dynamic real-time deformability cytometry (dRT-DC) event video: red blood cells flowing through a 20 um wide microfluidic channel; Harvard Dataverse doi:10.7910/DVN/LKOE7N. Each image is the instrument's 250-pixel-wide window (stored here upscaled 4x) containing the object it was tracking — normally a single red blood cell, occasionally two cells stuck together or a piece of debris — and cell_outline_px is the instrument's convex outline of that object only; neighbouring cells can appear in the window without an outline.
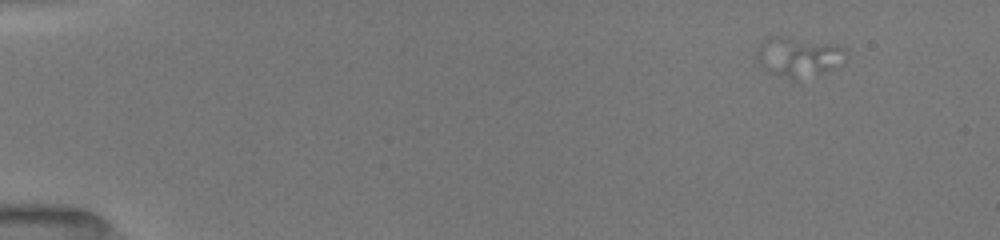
{"species": "common noctule bat (a hibernating species)", "species_latin": "Nyctalus noctula", "temperature_condition": "room temperature", "stored_images_in_passage": 29, "camera_frame_rate_fps": 3000, "um_per_image_px": 0.085, "animal": {"sex": "female", "body_mass_g": 19.5, "forearm_length_mm": 54.1}, "frame": {"image": 1, "passage_image": 4, "time_ms": 1.333, "image_size_px": [1000, 240], "cell_outline_px": [[848, 52], [832, 68], [820, 72], [792, 76], [788, 76], [768, 72], [756, 60], [756, 56], [760, 44], [772, 36], [780, 36], [836, 44], [844, 48]], "centroid_in_image_um": [67.82, 4.75], "position_along_channel_um": 17.2, "area_um2": 19.31}}
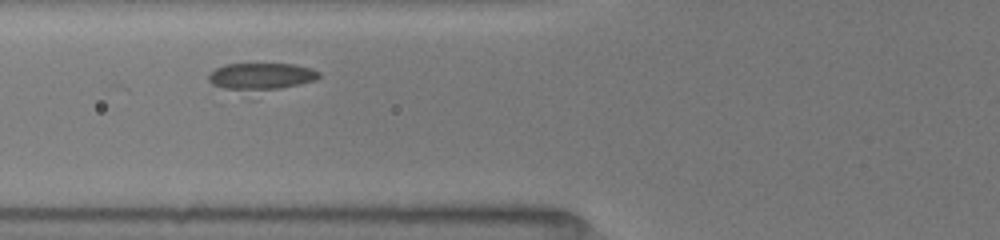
{"frame": {"image": 2, "passage_image": 17, "time_ms": 7.0, "image_size_px": [1000, 240], "cell_outline_px": [[320, 76], [316, 80], [256, 100], [248, 100], [228, 92], [212, 84], [208, 80], [208, 76], [216, 68], [224, 64], [296, 64], [312, 68], [320, 72]], "centroid_in_image_um": [22.17, 6.7], "position_along_channel_um": 103.6, "area_um2": 20.52}}
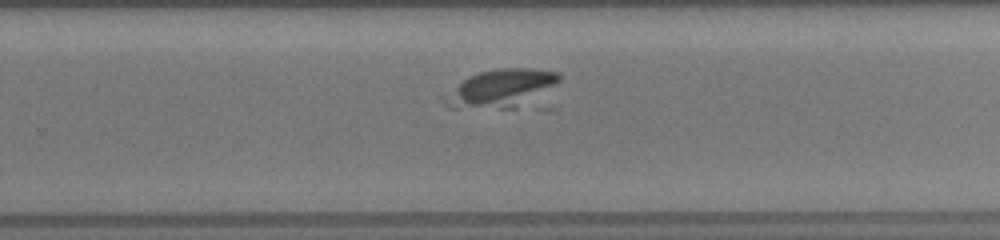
{"frame": {"image": 3, "passage_image": 28, "time_ms": 11.667, "image_size_px": [1000, 240], "cell_outline_px": [[560, 80], [516, 108], [448, 108], [444, 104], [440, 96], [468, 76], [480, 72], [500, 68], [532, 68], [560, 72]], "centroid_in_image_um": [42.46, 7.5], "position_along_channel_um": 287.3, "area_um2": 25.09}}